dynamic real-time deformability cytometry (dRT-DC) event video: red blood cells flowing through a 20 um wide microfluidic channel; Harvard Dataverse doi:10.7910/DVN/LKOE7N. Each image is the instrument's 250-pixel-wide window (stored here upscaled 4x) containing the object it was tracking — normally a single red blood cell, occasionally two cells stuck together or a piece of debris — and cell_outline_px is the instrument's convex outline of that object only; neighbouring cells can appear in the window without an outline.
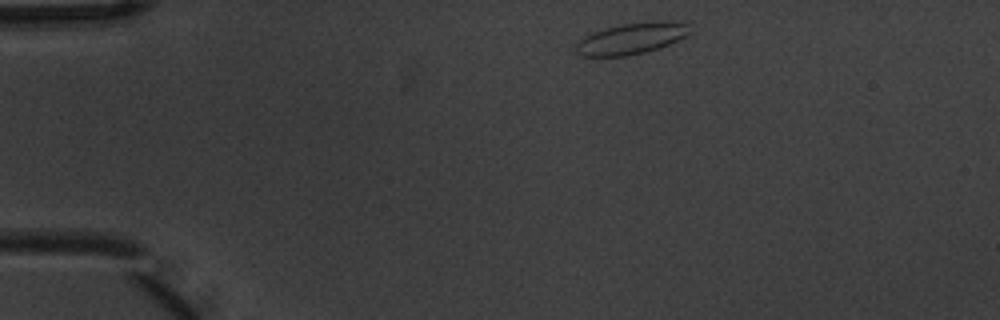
{"species": "common noctule bat (a hibernating species)", "species_latin": "Nyctalus noctula", "temperature_condition": "warm", "stored_images_in_passage": 3, "segment_of_instrument_passage": [1, 2], "camera_frame_rate_fps": 3000, "um_per_image_px": 0.085, "animal": {"sex": "male", "body_mass_g": 20.1, "forearm_length_mm": 53.5}, "frame": {"image": 1, "passage_image": 1, "time_ms": 0.0, "image_size_px": [1000, 320], "cell_outline_px": [[688, 32], [684, 36], [668, 44], [644, 52], [628, 56], [580, 56], [576, 52], [576, 44], [580, 40], [592, 32], [604, 28], [620, 24], [652, 20], [664, 20], [688, 24]], "centroid_in_image_um": [53.62, 3.26], "position_along_channel_um": 31.4, "area_um2": 20.58}}